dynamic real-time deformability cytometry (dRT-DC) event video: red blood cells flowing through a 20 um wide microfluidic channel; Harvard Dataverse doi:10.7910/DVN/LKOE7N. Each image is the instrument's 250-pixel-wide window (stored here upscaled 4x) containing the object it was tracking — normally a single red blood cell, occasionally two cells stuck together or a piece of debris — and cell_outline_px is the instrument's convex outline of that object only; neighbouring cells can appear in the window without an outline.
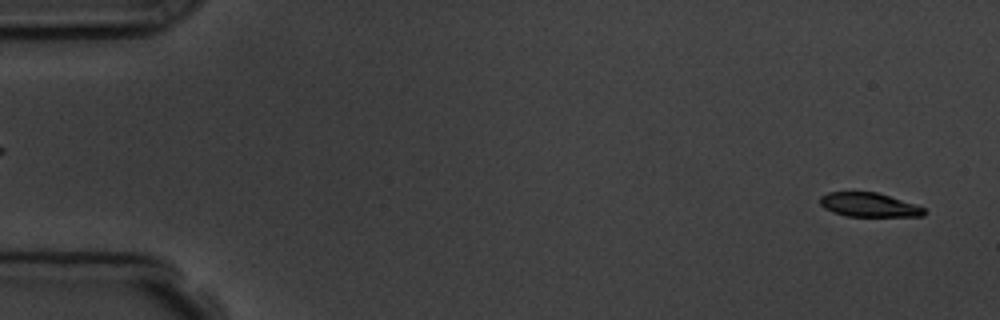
{"species": "common noctule bat (a hibernating species)", "species_latin": "Nyctalus noctula", "temperature_condition": "room temperature", "stored_images_in_passage": 4, "segment_of_instrument_passage": [2, 2], "camera_frame_rate_fps": 3000, "um_per_image_px": 0.085, "animal": {"sex": "male", "body_mass_g": 19.5, "forearm_length_mm": 54.6}, "frame": {"image": 1, "passage_image": 4, "time_ms": 3.667, "image_size_px": [1000, 320], "cell_outline_px": [[928, 212], [924, 216], [844, 216], [832, 212], [824, 208], [820, 204], [820, 196], [828, 192], [876, 192], [916, 204], [924, 208]], "centroid_in_image_um": [73.86, 17.42], "position_along_channel_um": 11.1, "area_um2": 14.68}}